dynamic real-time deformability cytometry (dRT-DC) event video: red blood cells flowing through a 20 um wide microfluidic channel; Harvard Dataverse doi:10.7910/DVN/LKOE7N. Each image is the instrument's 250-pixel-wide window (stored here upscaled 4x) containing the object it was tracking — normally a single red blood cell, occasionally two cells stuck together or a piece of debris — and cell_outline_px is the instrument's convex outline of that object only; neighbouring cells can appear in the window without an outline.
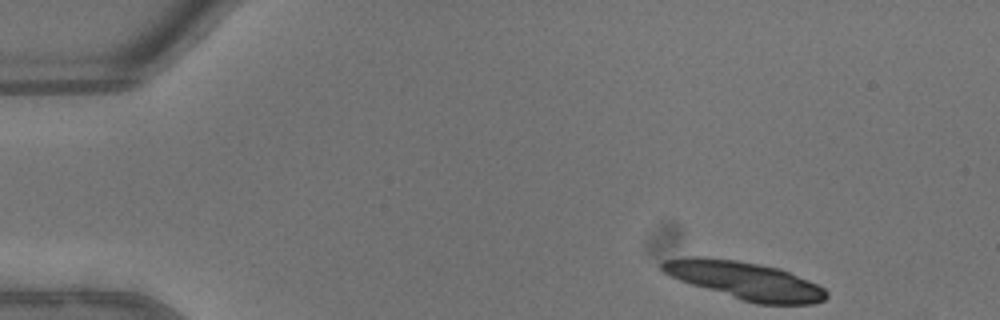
{"species": "common noctule bat (a hibernating species)", "species_latin": "Nyctalus noctula", "temperature_condition": "warm", "stored_images_in_passage": 27, "segment_of_instrument_passage": [1, 2], "camera_frame_rate_fps": 3000, "um_per_image_px": 0.085, "animal": {"sex": "male", "body_mass_g": 13.3}, "frame": {"image": 1, "passage_image": 1, "time_ms": 0.0, "image_size_px": [1000, 320], "cell_outline_px": [[828, 296], [824, 300], [812, 304], [756, 304], [692, 284], [668, 276], [660, 268], [660, 264], [664, 260], [688, 256], [704, 256], [736, 260], [760, 264], [780, 268], [808, 280], [824, 288], [828, 292]], "centroid_in_image_um": [63.32, 23.83], "position_along_channel_um": 21.7, "area_um2": 35.95}}